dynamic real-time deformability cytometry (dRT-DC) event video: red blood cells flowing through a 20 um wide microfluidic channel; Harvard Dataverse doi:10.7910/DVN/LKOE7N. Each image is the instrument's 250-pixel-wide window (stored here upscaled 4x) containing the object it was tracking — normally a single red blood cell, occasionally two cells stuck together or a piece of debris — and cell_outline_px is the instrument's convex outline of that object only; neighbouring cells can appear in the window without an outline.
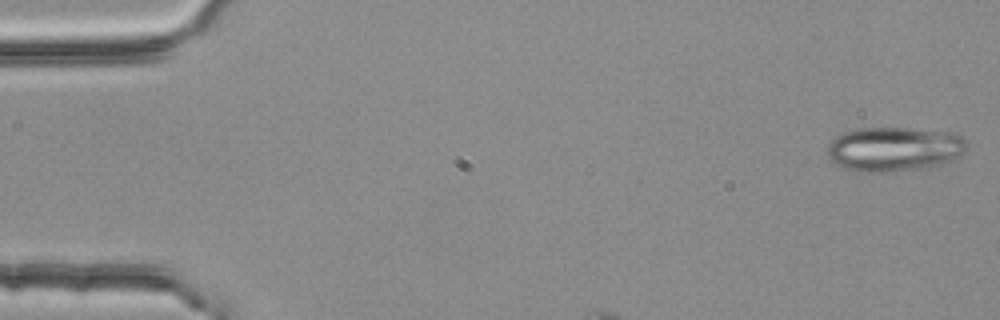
{"species": "common noctule bat (a hibernating species)", "species_latin": "Nyctalus noctula", "temperature_condition": "room temperature", "stored_images_in_passage": 4, "camera_frame_rate_fps": 3000, "um_per_image_px": 0.085, "animal": {"sex": "female", "body_mass_g": 25.1}, "frame": {"image": 1, "passage_image": 1, "time_ms": 0.0, "image_size_px": [1000, 320], "cell_outline_px": [[968, 148], [964, 152], [948, 160], [924, 168], [884, 172], [860, 172], [836, 164], [828, 156], [828, 144], [836, 136], [844, 132], [860, 128], [908, 128], [952, 132], [960, 136], [968, 144]], "centroid_in_image_um": [75.99, 12.65], "position_along_channel_um": 9.0, "area_um2": 35.72}}